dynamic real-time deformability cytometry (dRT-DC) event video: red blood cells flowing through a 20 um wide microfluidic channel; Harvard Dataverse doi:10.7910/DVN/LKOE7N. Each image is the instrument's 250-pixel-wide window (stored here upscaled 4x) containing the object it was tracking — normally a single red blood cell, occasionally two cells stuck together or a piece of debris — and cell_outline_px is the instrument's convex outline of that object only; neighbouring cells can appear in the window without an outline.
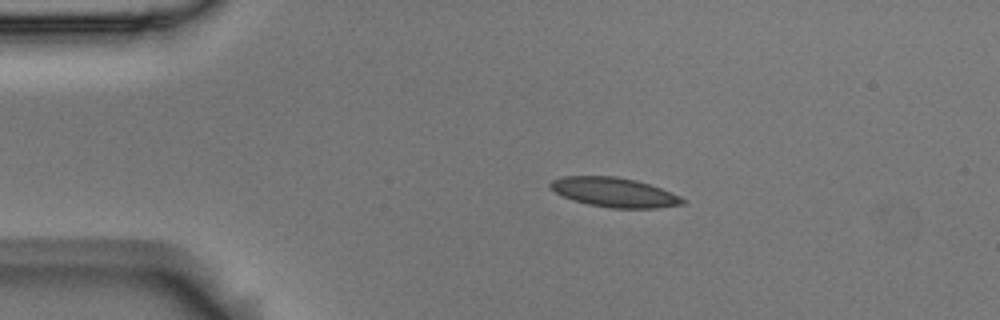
{"species": "Egyptian fruit bat (a non-hibernating species)", "species_latin": "Rousettus aegyptiacus", "temperature_condition": "room temperature", "stored_images_in_passage": 4, "segment_of_instrument_passage": [1, 2], "camera_frame_rate_fps": 3000, "um_per_image_px": 0.085, "animal": {"sex": "male"}, "frame": {"image": 1, "passage_image": 2, "time_ms": 0.333, "image_size_px": [1000, 320], "cell_outline_px": [[684, 204], [656, 208], [612, 208], [588, 204], [564, 196], [548, 188], [548, 184], [552, 180], [560, 176], [616, 176], [636, 180], [660, 188], [680, 196], [684, 200]], "centroid_in_image_um": [52.18, 16.33], "position_along_channel_um": 32.8, "area_um2": 22.54}}